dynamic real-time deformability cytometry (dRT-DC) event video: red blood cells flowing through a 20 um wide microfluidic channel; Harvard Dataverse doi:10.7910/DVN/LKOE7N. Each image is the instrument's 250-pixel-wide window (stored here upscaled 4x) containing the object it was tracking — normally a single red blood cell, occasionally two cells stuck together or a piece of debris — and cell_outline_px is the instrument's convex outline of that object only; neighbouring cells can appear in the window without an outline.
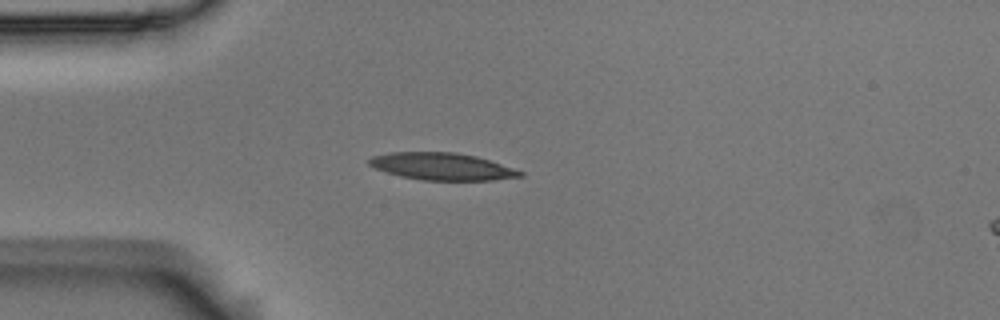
{"species": "Egyptian fruit bat (a non-hibernating species)", "species_latin": "Rousettus aegyptiacus", "temperature_condition": "room temperature", "stored_images_in_passage": 4, "camera_frame_rate_fps": 3000, "um_per_image_px": 0.085, "animal": {"sex": "male"}, "frame": {"image": 1, "passage_image": 1, "time_ms": 0.0, "image_size_px": [1000, 320], "cell_outline_px": [[524, 176], [492, 180], [424, 180], [400, 176], [376, 168], [368, 164], [368, 160], [372, 156], [392, 152], [456, 152], [476, 156], [524, 172]], "centroid_in_image_um": [37.57, 14.14], "position_along_channel_um": 47.4, "area_um2": 23.64}}
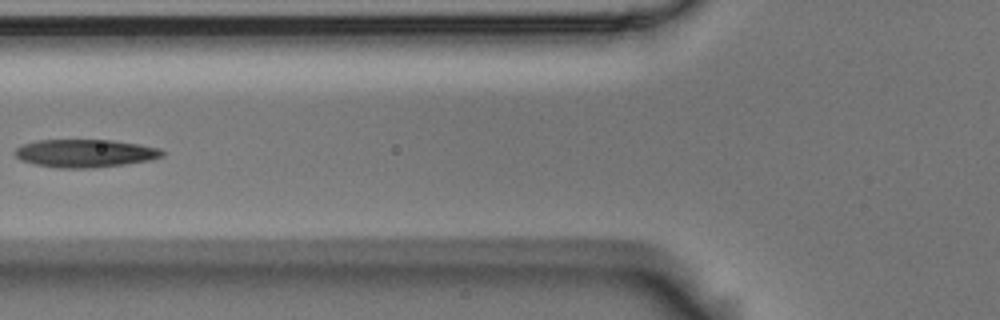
{"frame": {"image": 2, "passage_image": 3, "time_ms": 0.667, "image_size_px": [1000, 320], "cell_outline_px": [[164, 156], [152, 160], [124, 164], [92, 168], [60, 168], [32, 164], [20, 160], [12, 152], [20, 144], [36, 140], [112, 140], [160, 148], [164, 152]], "centroid_in_image_um": [7.18, 13.03], "position_along_channel_um": 118.6, "area_um2": 24.22}}
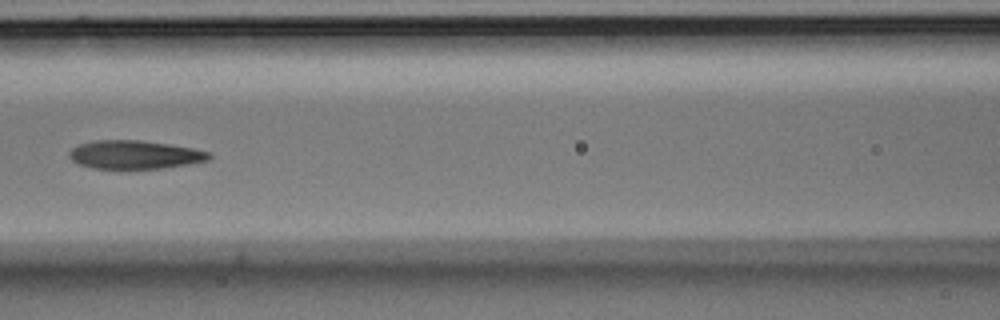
{"frame": {"image": 3, "passage_image": 4, "time_ms": 1.0, "image_size_px": [1000, 320], "cell_outline_px": [[212, 156], [208, 160], [188, 164], [160, 168], [92, 168], [80, 164], [72, 160], [68, 156], [68, 152], [72, 148], [80, 144], [92, 140], [140, 140], [168, 144], [192, 148], [208, 152]], "centroid_in_image_um": [11.41, 13.14], "position_along_channel_um": 155.2, "area_um2": 22.95}}